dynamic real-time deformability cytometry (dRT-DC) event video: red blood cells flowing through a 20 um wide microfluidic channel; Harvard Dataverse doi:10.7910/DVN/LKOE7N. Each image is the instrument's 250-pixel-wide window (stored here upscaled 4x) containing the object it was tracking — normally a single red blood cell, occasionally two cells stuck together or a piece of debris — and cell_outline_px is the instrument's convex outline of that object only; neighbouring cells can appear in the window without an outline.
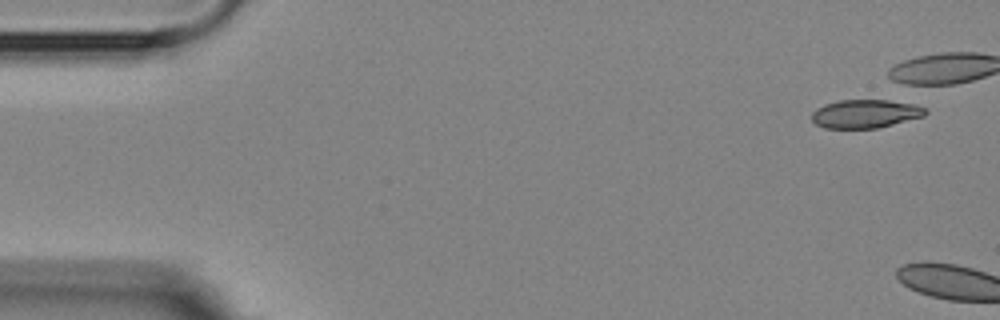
{"species": "Egyptian fruit bat (a non-hibernating species)", "species_latin": "Rousettus aegyptiacus", "temperature_condition": "room temperature", "stored_images_in_passage": 2, "camera_frame_rate_fps": 3000, "um_per_image_px": 0.085, "animal": {"sex": "female"}, "frame": {"image": 1, "passage_image": 1, "time_ms": 0.0, "image_size_px": [1000, 320], "cell_outline_px": [[928, 112], [924, 116], [876, 128], [824, 128], [816, 124], [812, 120], [812, 112], [816, 108], [824, 104], [840, 100], [904, 100], [924, 108]], "centroid_in_image_um": [73.56, 9.65], "position_along_channel_um": 11.4, "area_um2": 18.96}}